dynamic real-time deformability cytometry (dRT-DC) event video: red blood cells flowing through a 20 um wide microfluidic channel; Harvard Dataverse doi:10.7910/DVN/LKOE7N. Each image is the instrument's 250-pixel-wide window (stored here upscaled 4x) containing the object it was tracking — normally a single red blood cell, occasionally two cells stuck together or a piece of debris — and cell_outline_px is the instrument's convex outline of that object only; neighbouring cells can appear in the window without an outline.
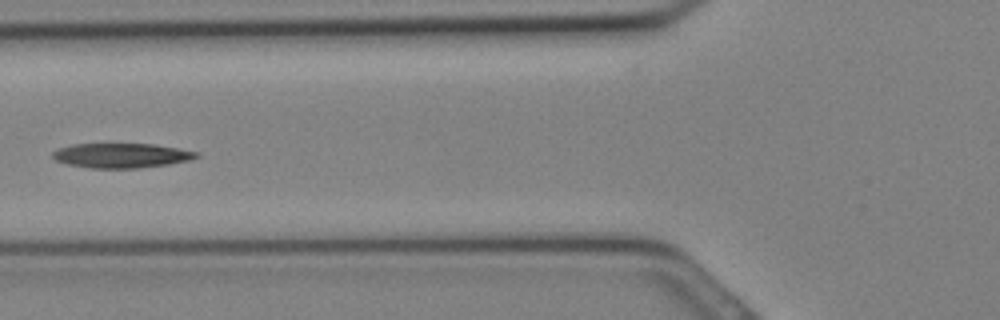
{"species": "Egyptian fruit bat (a non-hibernating species)", "species_latin": "Rousettus aegyptiacus", "temperature_condition": "cold", "stored_images_in_passage": 10, "camera_frame_rate_fps": 3000, "um_per_image_px": 0.085, "animal": {"sex": "female"}, "frame": {"image": 1, "passage_image": 6, "time_ms": 1.667, "image_size_px": [1000, 320], "cell_outline_px": [[200, 156], [188, 160], [168, 164], [140, 168], [88, 168], [68, 164], [56, 160], [52, 156], [52, 152], [56, 148], [72, 144], [152, 144], [200, 152]], "centroid_in_image_um": [10.29, 13.22], "position_along_channel_um": 115.5, "area_um2": 20.63}}
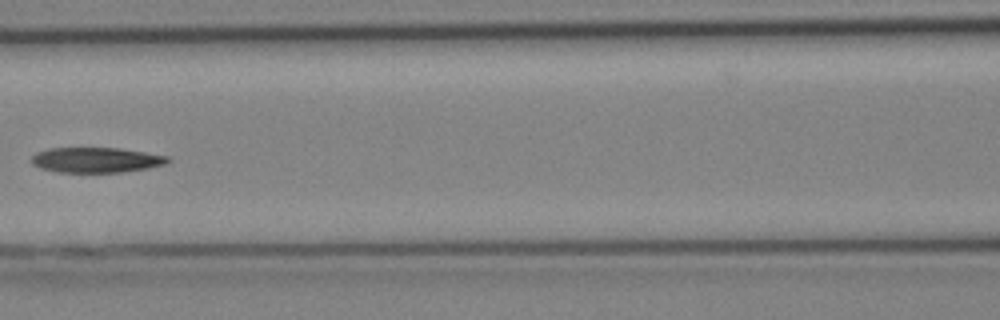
{"frame": {"image": 2, "passage_image": 8, "time_ms": 2.333, "image_size_px": [1000, 320], "cell_outline_px": [[172, 160], [164, 164], [148, 168], [124, 172], [56, 172], [40, 168], [32, 164], [32, 156], [36, 152], [48, 148], [120, 148], [168, 156]], "centroid_in_image_um": [8.16, 13.6], "position_along_channel_um": 158.4, "area_um2": 20.06}}